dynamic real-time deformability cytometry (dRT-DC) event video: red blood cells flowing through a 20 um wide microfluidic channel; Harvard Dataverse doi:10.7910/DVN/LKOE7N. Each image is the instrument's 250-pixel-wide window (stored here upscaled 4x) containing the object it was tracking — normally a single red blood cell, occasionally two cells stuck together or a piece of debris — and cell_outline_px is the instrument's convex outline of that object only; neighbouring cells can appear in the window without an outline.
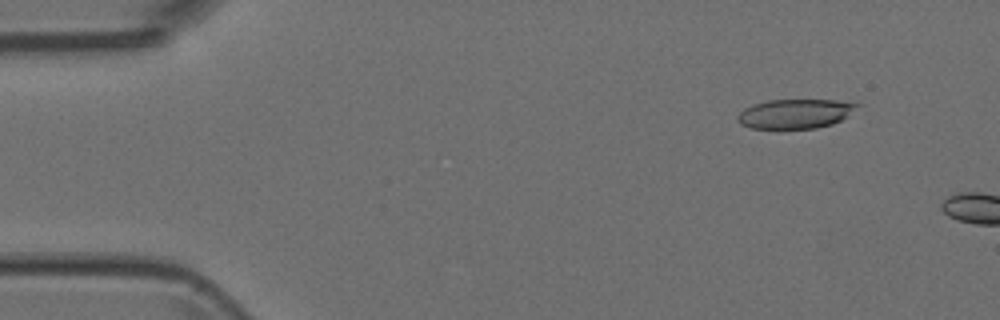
{"species": "Egyptian fruit bat (a non-hibernating species)", "species_latin": "Rousettus aegyptiacus", "temperature_condition": "room temperature", "stored_images_in_passage": 3, "camera_frame_rate_fps": 3000, "um_per_image_px": 0.085, "animal": {"sex": "female"}, "frame": {"image": 1, "passage_image": 2, "time_ms": 0.333, "image_size_px": [1000, 320], "cell_outline_px": [[860, 104], [848, 116], [832, 124], [816, 128], [776, 132], [752, 128], [740, 124], [736, 120], [736, 116], [744, 108], [752, 104], [768, 100], [836, 100]], "centroid_in_image_um": [67.5, 9.72], "position_along_channel_um": 17.5, "area_um2": 21.33}}